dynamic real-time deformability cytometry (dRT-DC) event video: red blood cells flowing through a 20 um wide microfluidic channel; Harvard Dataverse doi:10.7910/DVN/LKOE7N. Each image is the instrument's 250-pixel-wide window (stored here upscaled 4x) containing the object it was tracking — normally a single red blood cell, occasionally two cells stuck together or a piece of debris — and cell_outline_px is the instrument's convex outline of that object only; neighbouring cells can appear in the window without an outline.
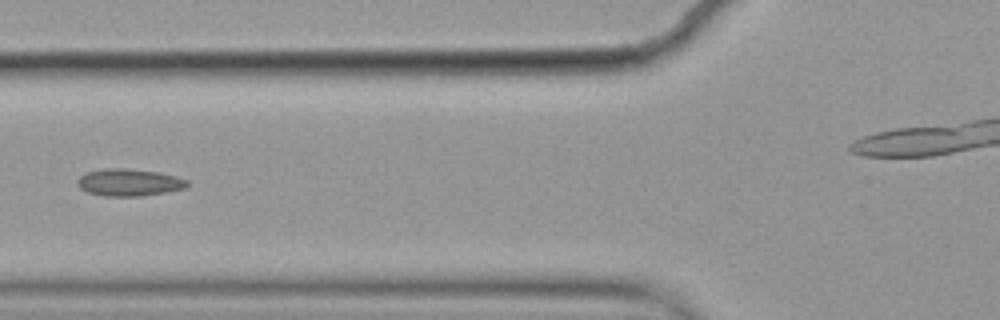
{"species": "common noctule bat (a hibernating species)", "species_latin": "Nyctalus noctula", "temperature_condition": "cold", "stored_images_in_passage": 6, "camera_frame_rate_fps": 3000, "um_per_image_px": 0.085, "animal": {"sex": "female", "body_mass_g": 19.9}, "frame": {"image": 1, "passage_image": 6, "time_ms": 1.667, "image_size_px": [1000, 320], "cell_outline_px": [[188, 184], [184, 188], [164, 192], [140, 196], [104, 196], [88, 192], [80, 188], [76, 184], [76, 180], [80, 176], [88, 172], [108, 168], [124, 168], [160, 172], [188, 180]], "centroid_in_image_um": [10.94, 15.5], "position_along_channel_um": 114.9, "area_um2": 17.22}}